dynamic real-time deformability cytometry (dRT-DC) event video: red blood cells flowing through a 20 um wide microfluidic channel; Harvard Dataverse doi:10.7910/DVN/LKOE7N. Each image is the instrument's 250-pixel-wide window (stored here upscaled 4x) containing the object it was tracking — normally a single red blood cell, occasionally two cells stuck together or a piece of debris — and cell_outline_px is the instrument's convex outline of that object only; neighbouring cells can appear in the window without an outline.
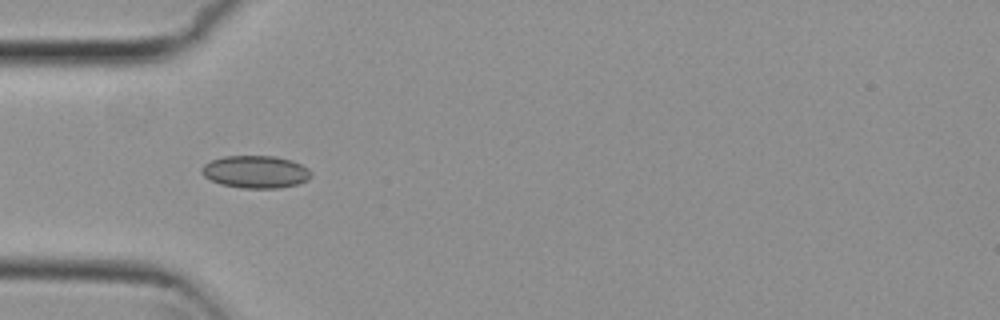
{"species": "common noctule bat (a hibernating species)", "species_latin": "Nyctalus noctula", "temperature_condition": "cold", "stored_images_in_passage": 38, "camera_frame_rate_fps": 3000, "um_per_image_px": 0.085, "animal": {"sex": "female", "body_mass_g": 29.2, "forearm_length_mm": 56.3}, "frame": {"image": 1, "passage_image": 1, "time_ms": 0.0, "image_size_px": [1000, 320], "cell_outline_px": [[312, 176], [308, 180], [296, 184], [280, 188], [240, 188], [220, 184], [204, 176], [200, 172], [200, 168], [204, 164], [212, 160], [224, 156], [276, 156], [292, 160], [308, 168], [312, 172]], "centroid_in_image_um": [21.73, 14.6], "position_along_channel_um": 63.3, "area_um2": 20.87}}
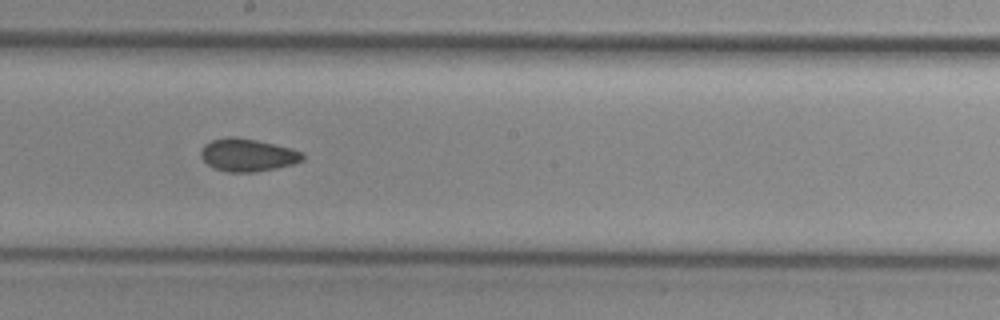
{"frame": {"image": 2, "passage_image": 14, "time_ms": 4.333, "image_size_px": [1000, 320], "cell_outline_px": [[304, 160], [292, 164], [276, 168], [256, 172], [228, 172], [216, 168], [208, 164], [200, 156], [200, 152], [204, 144], [212, 140], [228, 136], [236, 136], [256, 140], [292, 148], [300, 152], [304, 156]], "centroid_in_image_um": [21.04, 13.17], "position_along_channel_um": 227.2, "area_um2": 19.36}}
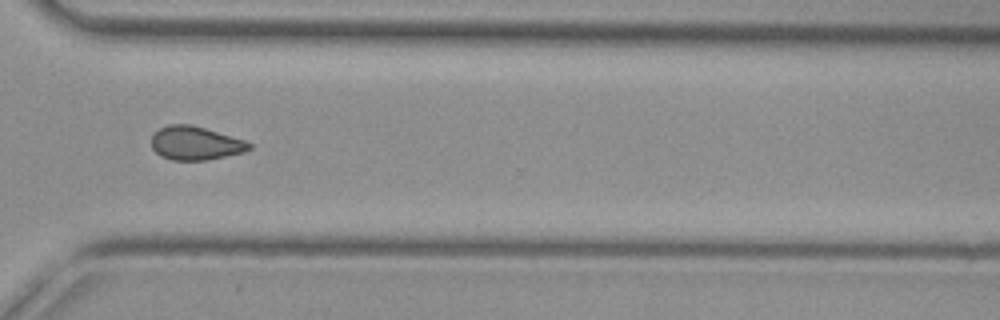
{"frame": {"image": 3, "passage_image": 24, "time_ms": 7.667, "image_size_px": [1000, 320], "cell_outline_px": [[252, 148], [244, 152], [208, 160], [172, 160], [160, 156], [152, 148], [152, 136], [160, 128], [168, 124], [192, 124], [244, 140], [252, 144]], "centroid_in_image_um": [16.61, 12.17], "position_along_channel_um": 354.0, "area_um2": 19.13}, "authors_computed_cell_mechanics": {"area_um2": 19.0162, "velocity_mm_per_s": 3.8052, "shape_relaxation_time_tau1_ms": null, "shape_relaxation_time_tau2_ms": 6.8575, "deformation_change_tau1": null, "deformation_change_tau2": 0.1047}}